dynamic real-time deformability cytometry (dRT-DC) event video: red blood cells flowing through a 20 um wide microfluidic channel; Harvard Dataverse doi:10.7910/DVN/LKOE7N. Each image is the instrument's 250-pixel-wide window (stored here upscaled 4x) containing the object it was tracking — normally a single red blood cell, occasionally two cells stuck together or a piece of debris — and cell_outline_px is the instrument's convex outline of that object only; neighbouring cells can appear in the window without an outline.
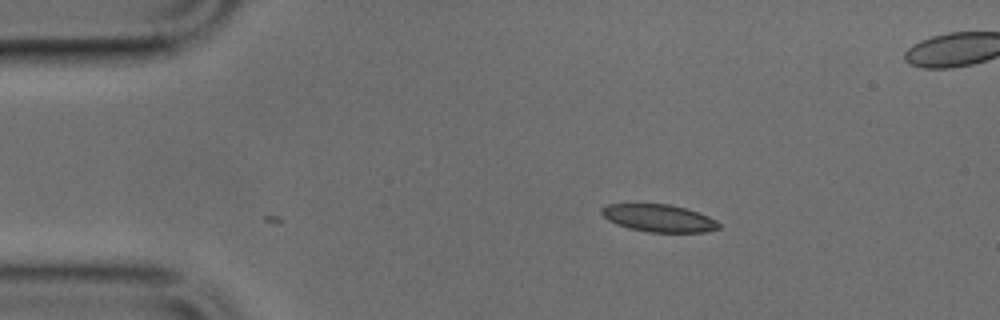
{"species": "common noctule bat (a hibernating species)", "species_latin": "Nyctalus noctula", "temperature_condition": "cold", "stored_images_in_passage": 8, "camera_frame_rate_fps": 3000, "um_per_image_px": 0.085, "animal": {"sex": "male", "body_mass_g": 17.9, "forearm_length_mm": 54.2}, "frame": {"image": 1, "passage_image": 8, "time_ms": 2.333, "image_size_px": [1000, 320], "cell_outline_px": [[720, 228], [708, 232], [648, 232], [628, 228], [616, 224], [608, 220], [600, 212], [600, 208], [608, 204], [668, 204], [684, 208], [708, 216], [716, 220], [720, 224]], "centroid_in_image_um": [55.99, 18.55], "position_along_channel_um": 29.0, "area_um2": 18.73}}